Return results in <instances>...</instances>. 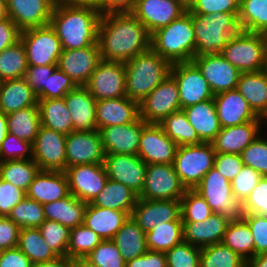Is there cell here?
Here are the masks:
<instances>
[{"label":"cell","instance_id":"44dd1931","mask_svg":"<svg viewBox=\"0 0 267 267\" xmlns=\"http://www.w3.org/2000/svg\"><path fill=\"white\" fill-rule=\"evenodd\" d=\"M177 148L159 124H147L142 129L138 156L146 164H173Z\"/></svg>","mask_w":267,"mask_h":267},{"label":"cell","instance_id":"52a82bcc","mask_svg":"<svg viewBox=\"0 0 267 267\" xmlns=\"http://www.w3.org/2000/svg\"><path fill=\"white\" fill-rule=\"evenodd\" d=\"M193 190L206 200L213 213L224 214L232 219L242 217V203L233 195L231 182L215 167L204 175Z\"/></svg>","mask_w":267,"mask_h":267},{"label":"cell","instance_id":"03108f58","mask_svg":"<svg viewBox=\"0 0 267 267\" xmlns=\"http://www.w3.org/2000/svg\"><path fill=\"white\" fill-rule=\"evenodd\" d=\"M25 196L22 189L0 178V216H8Z\"/></svg>","mask_w":267,"mask_h":267},{"label":"cell","instance_id":"60d3db41","mask_svg":"<svg viewBox=\"0 0 267 267\" xmlns=\"http://www.w3.org/2000/svg\"><path fill=\"white\" fill-rule=\"evenodd\" d=\"M32 263L49 262L59 256L44 240L39 228H22L17 246Z\"/></svg>","mask_w":267,"mask_h":267},{"label":"cell","instance_id":"8c879c8a","mask_svg":"<svg viewBox=\"0 0 267 267\" xmlns=\"http://www.w3.org/2000/svg\"><path fill=\"white\" fill-rule=\"evenodd\" d=\"M136 0H103L102 15L107 13L131 12Z\"/></svg>","mask_w":267,"mask_h":267},{"label":"cell","instance_id":"603ad722","mask_svg":"<svg viewBox=\"0 0 267 267\" xmlns=\"http://www.w3.org/2000/svg\"><path fill=\"white\" fill-rule=\"evenodd\" d=\"M266 124H267V116L264 119V125L266 126Z\"/></svg>","mask_w":267,"mask_h":267},{"label":"cell","instance_id":"8fae6325","mask_svg":"<svg viewBox=\"0 0 267 267\" xmlns=\"http://www.w3.org/2000/svg\"><path fill=\"white\" fill-rule=\"evenodd\" d=\"M186 190L173 164H147L144 188L138 198L181 200Z\"/></svg>","mask_w":267,"mask_h":267},{"label":"cell","instance_id":"277c9868","mask_svg":"<svg viewBox=\"0 0 267 267\" xmlns=\"http://www.w3.org/2000/svg\"><path fill=\"white\" fill-rule=\"evenodd\" d=\"M124 65L126 96L140 103L170 75L172 64L150 48Z\"/></svg>","mask_w":267,"mask_h":267},{"label":"cell","instance_id":"a7ac6f4b","mask_svg":"<svg viewBox=\"0 0 267 267\" xmlns=\"http://www.w3.org/2000/svg\"><path fill=\"white\" fill-rule=\"evenodd\" d=\"M125 267H167L166 254L147 250L144 255L126 262Z\"/></svg>","mask_w":267,"mask_h":267},{"label":"cell","instance_id":"2a66077c","mask_svg":"<svg viewBox=\"0 0 267 267\" xmlns=\"http://www.w3.org/2000/svg\"><path fill=\"white\" fill-rule=\"evenodd\" d=\"M8 134V126H7V114H4L0 110V147L6 135Z\"/></svg>","mask_w":267,"mask_h":267},{"label":"cell","instance_id":"ee69618b","mask_svg":"<svg viewBox=\"0 0 267 267\" xmlns=\"http://www.w3.org/2000/svg\"><path fill=\"white\" fill-rule=\"evenodd\" d=\"M182 241V221L165 222L146 232V245L148 250L166 253Z\"/></svg>","mask_w":267,"mask_h":267},{"label":"cell","instance_id":"d4e9b609","mask_svg":"<svg viewBox=\"0 0 267 267\" xmlns=\"http://www.w3.org/2000/svg\"><path fill=\"white\" fill-rule=\"evenodd\" d=\"M214 103L221 128L249 121H264L254 113L237 89L215 94Z\"/></svg>","mask_w":267,"mask_h":267},{"label":"cell","instance_id":"979ff035","mask_svg":"<svg viewBox=\"0 0 267 267\" xmlns=\"http://www.w3.org/2000/svg\"><path fill=\"white\" fill-rule=\"evenodd\" d=\"M262 71L264 72V74L267 78V52H266L265 63H264Z\"/></svg>","mask_w":267,"mask_h":267},{"label":"cell","instance_id":"30bf717a","mask_svg":"<svg viewBox=\"0 0 267 267\" xmlns=\"http://www.w3.org/2000/svg\"><path fill=\"white\" fill-rule=\"evenodd\" d=\"M179 110H182L179 89L171 75L139 103V116L146 124H160Z\"/></svg>","mask_w":267,"mask_h":267},{"label":"cell","instance_id":"11a10c76","mask_svg":"<svg viewBox=\"0 0 267 267\" xmlns=\"http://www.w3.org/2000/svg\"><path fill=\"white\" fill-rule=\"evenodd\" d=\"M267 137L261 135L240 154L245 166L251 167L262 176H267Z\"/></svg>","mask_w":267,"mask_h":267},{"label":"cell","instance_id":"6f0895ef","mask_svg":"<svg viewBox=\"0 0 267 267\" xmlns=\"http://www.w3.org/2000/svg\"><path fill=\"white\" fill-rule=\"evenodd\" d=\"M56 68L57 65H28L24 78L34 90L38 100L47 99V80Z\"/></svg>","mask_w":267,"mask_h":267},{"label":"cell","instance_id":"bcb514c9","mask_svg":"<svg viewBox=\"0 0 267 267\" xmlns=\"http://www.w3.org/2000/svg\"><path fill=\"white\" fill-rule=\"evenodd\" d=\"M238 22L245 32L264 33L267 30V0H239Z\"/></svg>","mask_w":267,"mask_h":267},{"label":"cell","instance_id":"91938a15","mask_svg":"<svg viewBox=\"0 0 267 267\" xmlns=\"http://www.w3.org/2000/svg\"><path fill=\"white\" fill-rule=\"evenodd\" d=\"M243 214L267 216V176H263L256 187L242 202Z\"/></svg>","mask_w":267,"mask_h":267},{"label":"cell","instance_id":"8992f818","mask_svg":"<svg viewBox=\"0 0 267 267\" xmlns=\"http://www.w3.org/2000/svg\"><path fill=\"white\" fill-rule=\"evenodd\" d=\"M215 150L211 143L177 148L173 166L186 189H194L213 167Z\"/></svg>","mask_w":267,"mask_h":267},{"label":"cell","instance_id":"d6986e66","mask_svg":"<svg viewBox=\"0 0 267 267\" xmlns=\"http://www.w3.org/2000/svg\"><path fill=\"white\" fill-rule=\"evenodd\" d=\"M187 11L180 0H136L131 13L150 34L167 26Z\"/></svg>","mask_w":267,"mask_h":267},{"label":"cell","instance_id":"ac0fdd59","mask_svg":"<svg viewBox=\"0 0 267 267\" xmlns=\"http://www.w3.org/2000/svg\"><path fill=\"white\" fill-rule=\"evenodd\" d=\"M105 151L98 130L72 131L66 135V168L103 163Z\"/></svg>","mask_w":267,"mask_h":267},{"label":"cell","instance_id":"f1b7e54d","mask_svg":"<svg viewBox=\"0 0 267 267\" xmlns=\"http://www.w3.org/2000/svg\"><path fill=\"white\" fill-rule=\"evenodd\" d=\"M139 103L127 96L96 102L97 130L109 126L125 125L139 118Z\"/></svg>","mask_w":267,"mask_h":267},{"label":"cell","instance_id":"603a6c76","mask_svg":"<svg viewBox=\"0 0 267 267\" xmlns=\"http://www.w3.org/2000/svg\"><path fill=\"white\" fill-rule=\"evenodd\" d=\"M57 0H6L8 17L23 31L50 24Z\"/></svg>","mask_w":267,"mask_h":267},{"label":"cell","instance_id":"1f68e13d","mask_svg":"<svg viewBox=\"0 0 267 267\" xmlns=\"http://www.w3.org/2000/svg\"><path fill=\"white\" fill-rule=\"evenodd\" d=\"M203 143H211L221 130L214 98L183 109Z\"/></svg>","mask_w":267,"mask_h":267},{"label":"cell","instance_id":"681fc988","mask_svg":"<svg viewBox=\"0 0 267 267\" xmlns=\"http://www.w3.org/2000/svg\"><path fill=\"white\" fill-rule=\"evenodd\" d=\"M102 239L84 224L70 229L67 258H85Z\"/></svg>","mask_w":267,"mask_h":267},{"label":"cell","instance_id":"f6af8a7d","mask_svg":"<svg viewBox=\"0 0 267 267\" xmlns=\"http://www.w3.org/2000/svg\"><path fill=\"white\" fill-rule=\"evenodd\" d=\"M27 68L26 51L21 40L0 52V82L24 78Z\"/></svg>","mask_w":267,"mask_h":267},{"label":"cell","instance_id":"34e18365","mask_svg":"<svg viewBox=\"0 0 267 267\" xmlns=\"http://www.w3.org/2000/svg\"><path fill=\"white\" fill-rule=\"evenodd\" d=\"M31 267H69V258L58 257L57 259L49 262L33 263Z\"/></svg>","mask_w":267,"mask_h":267},{"label":"cell","instance_id":"5b68a950","mask_svg":"<svg viewBox=\"0 0 267 267\" xmlns=\"http://www.w3.org/2000/svg\"><path fill=\"white\" fill-rule=\"evenodd\" d=\"M151 48L171 64L192 61L196 50L192 13L187 10L178 19L152 33Z\"/></svg>","mask_w":267,"mask_h":267},{"label":"cell","instance_id":"f907efd6","mask_svg":"<svg viewBox=\"0 0 267 267\" xmlns=\"http://www.w3.org/2000/svg\"><path fill=\"white\" fill-rule=\"evenodd\" d=\"M180 201L182 222L203 221L213 213L206 200L193 189H187Z\"/></svg>","mask_w":267,"mask_h":267},{"label":"cell","instance_id":"f5cc1de1","mask_svg":"<svg viewBox=\"0 0 267 267\" xmlns=\"http://www.w3.org/2000/svg\"><path fill=\"white\" fill-rule=\"evenodd\" d=\"M86 258L96 267H125L126 263L112 240H102Z\"/></svg>","mask_w":267,"mask_h":267},{"label":"cell","instance_id":"2644e50d","mask_svg":"<svg viewBox=\"0 0 267 267\" xmlns=\"http://www.w3.org/2000/svg\"><path fill=\"white\" fill-rule=\"evenodd\" d=\"M31 260L18 248L4 250L0 267H31Z\"/></svg>","mask_w":267,"mask_h":267},{"label":"cell","instance_id":"09005b40","mask_svg":"<svg viewBox=\"0 0 267 267\" xmlns=\"http://www.w3.org/2000/svg\"><path fill=\"white\" fill-rule=\"evenodd\" d=\"M8 18L6 0H0V20Z\"/></svg>","mask_w":267,"mask_h":267},{"label":"cell","instance_id":"836d02e7","mask_svg":"<svg viewBox=\"0 0 267 267\" xmlns=\"http://www.w3.org/2000/svg\"><path fill=\"white\" fill-rule=\"evenodd\" d=\"M237 90L248 102L254 113L265 119L267 116V78L264 72L241 73Z\"/></svg>","mask_w":267,"mask_h":267},{"label":"cell","instance_id":"9c48e42d","mask_svg":"<svg viewBox=\"0 0 267 267\" xmlns=\"http://www.w3.org/2000/svg\"><path fill=\"white\" fill-rule=\"evenodd\" d=\"M28 65H57L62 53L61 41L54 28L48 24L21 31Z\"/></svg>","mask_w":267,"mask_h":267},{"label":"cell","instance_id":"6125c7cd","mask_svg":"<svg viewBox=\"0 0 267 267\" xmlns=\"http://www.w3.org/2000/svg\"><path fill=\"white\" fill-rule=\"evenodd\" d=\"M251 230L255 256L267 253V216L258 214H243L241 217Z\"/></svg>","mask_w":267,"mask_h":267},{"label":"cell","instance_id":"9a60e30c","mask_svg":"<svg viewBox=\"0 0 267 267\" xmlns=\"http://www.w3.org/2000/svg\"><path fill=\"white\" fill-rule=\"evenodd\" d=\"M192 62L198 67L214 95L237 89L241 72L221 54L198 55Z\"/></svg>","mask_w":267,"mask_h":267},{"label":"cell","instance_id":"4dcf8cb0","mask_svg":"<svg viewBox=\"0 0 267 267\" xmlns=\"http://www.w3.org/2000/svg\"><path fill=\"white\" fill-rule=\"evenodd\" d=\"M128 217L124 211L100 208L87 203L83 224L102 240H112Z\"/></svg>","mask_w":267,"mask_h":267},{"label":"cell","instance_id":"ba28073f","mask_svg":"<svg viewBox=\"0 0 267 267\" xmlns=\"http://www.w3.org/2000/svg\"><path fill=\"white\" fill-rule=\"evenodd\" d=\"M266 44L262 33L243 32L236 40L227 43L221 55L241 73L263 69Z\"/></svg>","mask_w":267,"mask_h":267},{"label":"cell","instance_id":"deb4b68c","mask_svg":"<svg viewBox=\"0 0 267 267\" xmlns=\"http://www.w3.org/2000/svg\"><path fill=\"white\" fill-rule=\"evenodd\" d=\"M180 1L188 8L194 0H180Z\"/></svg>","mask_w":267,"mask_h":267},{"label":"cell","instance_id":"c3c4849f","mask_svg":"<svg viewBox=\"0 0 267 267\" xmlns=\"http://www.w3.org/2000/svg\"><path fill=\"white\" fill-rule=\"evenodd\" d=\"M8 217L21 229L38 228L46 220L43 205L26 196L12 208Z\"/></svg>","mask_w":267,"mask_h":267},{"label":"cell","instance_id":"b62a3aed","mask_svg":"<svg viewBox=\"0 0 267 267\" xmlns=\"http://www.w3.org/2000/svg\"><path fill=\"white\" fill-rule=\"evenodd\" d=\"M3 252H4V250L0 249V260L2 258Z\"/></svg>","mask_w":267,"mask_h":267},{"label":"cell","instance_id":"484cf974","mask_svg":"<svg viewBox=\"0 0 267 267\" xmlns=\"http://www.w3.org/2000/svg\"><path fill=\"white\" fill-rule=\"evenodd\" d=\"M231 219L224 214L212 213L203 221L183 222V241L200 248L221 243Z\"/></svg>","mask_w":267,"mask_h":267},{"label":"cell","instance_id":"7dc6e473","mask_svg":"<svg viewBox=\"0 0 267 267\" xmlns=\"http://www.w3.org/2000/svg\"><path fill=\"white\" fill-rule=\"evenodd\" d=\"M245 261L222 242L201 248L200 267H244Z\"/></svg>","mask_w":267,"mask_h":267},{"label":"cell","instance_id":"7bdbcfd3","mask_svg":"<svg viewBox=\"0 0 267 267\" xmlns=\"http://www.w3.org/2000/svg\"><path fill=\"white\" fill-rule=\"evenodd\" d=\"M159 125L178 147L203 143L195 129L190 125L184 110L171 113Z\"/></svg>","mask_w":267,"mask_h":267},{"label":"cell","instance_id":"e0dca14e","mask_svg":"<svg viewBox=\"0 0 267 267\" xmlns=\"http://www.w3.org/2000/svg\"><path fill=\"white\" fill-rule=\"evenodd\" d=\"M64 172L70 194L86 203L92 202L108 180L103 163L68 167Z\"/></svg>","mask_w":267,"mask_h":267},{"label":"cell","instance_id":"f546056e","mask_svg":"<svg viewBox=\"0 0 267 267\" xmlns=\"http://www.w3.org/2000/svg\"><path fill=\"white\" fill-rule=\"evenodd\" d=\"M73 122V131H95L96 100L84 86H77L64 97Z\"/></svg>","mask_w":267,"mask_h":267},{"label":"cell","instance_id":"4fadbf2b","mask_svg":"<svg viewBox=\"0 0 267 267\" xmlns=\"http://www.w3.org/2000/svg\"><path fill=\"white\" fill-rule=\"evenodd\" d=\"M170 75L177 83L182 110L214 98L208 82L192 61L173 63Z\"/></svg>","mask_w":267,"mask_h":267},{"label":"cell","instance_id":"680465c9","mask_svg":"<svg viewBox=\"0 0 267 267\" xmlns=\"http://www.w3.org/2000/svg\"><path fill=\"white\" fill-rule=\"evenodd\" d=\"M262 177L256 170L244 165L231 181L233 195L242 203Z\"/></svg>","mask_w":267,"mask_h":267},{"label":"cell","instance_id":"9f6ffc18","mask_svg":"<svg viewBox=\"0 0 267 267\" xmlns=\"http://www.w3.org/2000/svg\"><path fill=\"white\" fill-rule=\"evenodd\" d=\"M32 143L8 133L0 147V162L32 159Z\"/></svg>","mask_w":267,"mask_h":267},{"label":"cell","instance_id":"ffe728a7","mask_svg":"<svg viewBox=\"0 0 267 267\" xmlns=\"http://www.w3.org/2000/svg\"><path fill=\"white\" fill-rule=\"evenodd\" d=\"M130 216L146 233L159 224L182 221L181 201L138 198Z\"/></svg>","mask_w":267,"mask_h":267},{"label":"cell","instance_id":"4316f807","mask_svg":"<svg viewBox=\"0 0 267 267\" xmlns=\"http://www.w3.org/2000/svg\"><path fill=\"white\" fill-rule=\"evenodd\" d=\"M263 124L264 121H249L241 125L221 128L211 142L213 149L216 153L241 154L250 143L262 135Z\"/></svg>","mask_w":267,"mask_h":267},{"label":"cell","instance_id":"f35d334b","mask_svg":"<svg viewBox=\"0 0 267 267\" xmlns=\"http://www.w3.org/2000/svg\"><path fill=\"white\" fill-rule=\"evenodd\" d=\"M8 133L34 143L41 126L38 106H31L7 114Z\"/></svg>","mask_w":267,"mask_h":267},{"label":"cell","instance_id":"7a4b0ae2","mask_svg":"<svg viewBox=\"0 0 267 267\" xmlns=\"http://www.w3.org/2000/svg\"><path fill=\"white\" fill-rule=\"evenodd\" d=\"M98 10L71 6L56 1L50 20L62 49H82L98 44V27L101 19Z\"/></svg>","mask_w":267,"mask_h":267},{"label":"cell","instance_id":"5bb4252c","mask_svg":"<svg viewBox=\"0 0 267 267\" xmlns=\"http://www.w3.org/2000/svg\"><path fill=\"white\" fill-rule=\"evenodd\" d=\"M32 148V159L40 170H66V134L40 126Z\"/></svg>","mask_w":267,"mask_h":267},{"label":"cell","instance_id":"816d5d0a","mask_svg":"<svg viewBox=\"0 0 267 267\" xmlns=\"http://www.w3.org/2000/svg\"><path fill=\"white\" fill-rule=\"evenodd\" d=\"M47 245L59 257H67L70 229L52 220H45L39 227Z\"/></svg>","mask_w":267,"mask_h":267},{"label":"cell","instance_id":"ab89813d","mask_svg":"<svg viewBox=\"0 0 267 267\" xmlns=\"http://www.w3.org/2000/svg\"><path fill=\"white\" fill-rule=\"evenodd\" d=\"M222 243L245 260L255 256L254 239L251 230L242 218L231 219Z\"/></svg>","mask_w":267,"mask_h":267},{"label":"cell","instance_id":"83f0119b","mask_svg":"<svg viewBox=\"0 0 267 267\" xmlns=\"http://www.w3.org/2000/svg\"><path fill=\"white\" fill-rule=\"evenodd\" d=\"M70 194L68 179L63 171L39 170L26 191V197L40 204L63 199Z\"/></svg>","mask_w":267,"mask_h":267},{"label":"cell","instance_id":"11e5206c","mask_svg":"<svg viewBox=\"0 0 267 267\" xmlns=\"http://www.w3.org/2000/svg\"><path fill=\"white\" fill-rule=\"evenodd\" d=\"M244 267H267V253L247 259Z\"/></svg>","mask_w":267,"mask_h":267},{"label":"cell","instance_id":"e7e4bbea","mask_svg":"<svg viewBox=\"0 0 267 267\" xmlns=\"http://www.w3.org/2000/svg\"><path fill=\"white\" fill-rule=\"evenodd\" d=\"M244 166L240 154L215 153L214 165L230 182L236 177Z\"/></svg>","mask_w":267,"mask_h":267},{"label":"cell","instance_id":"94428289","mask_svg":"<svg viewBox=\"0 0 267 267\" xmlns=\"http://www.w3.org/2000/svg\"><path fill=\"white\" fill-rule=\"evenodd\" d=\"M190 13L209 15L212 13H239V0H194L187 8Z\"/></svg>","mask_w":267,"mask_h":267},{"label":"cell","instance_id":"2e32d148","mask_svg":"<svg viewBox=\"0 0 267 267\" xmlns=\"http://www.w3.org/2000/svg\"><path fill=\"white\" fill-rule=\"evenodd\" d=\"M103 165L109 179L124 184L138 196L141 194L147 164L138 155L106 154Z\"/></svg>","mask_w":267,"mask_h":267},{"label":"cell","instance_id":"7c38bea8","mask_svg":"<svg viewBox=\"0 0 267 267\" xmlns=\"http://www.w3.org/2000/svg\"><path fill=\"white\" fill-rule=\"evenodd\" d=\"M84 87L96 101L125 97L124 62L101 59Z\"/></svg>","mask_w":267,"mask_h":267},{"label":"cell","instance_id":"d6a6232c","mask_svg":"<svg viewBox=\"0 0 267 267\" xmlns=\"http://www.w3.org/2000/svg\"><path fill=\"white\" fill-rule=\"evenodd\" d=\"M31 106H38V99L25 78L0 82V110L4 114Z\"/></svg>","mask_w":267,"mask_h":267},{"label":"cell","instance_id":"e575fe53","mask_svg":"<svg viewBox=\"0 0 267 267\" xmlns=\"http://www.w3.org/2000/svg\"><path fill=\"white\" fill-rule=\"evenodd\" d=\"M87 203L72 194L67 197L43 204L45 218L59 222L69 229H73L84 222Z\"/></svg>","mask_w":267,"mask_h":267},{"label":"cell","instance_id":"be15d7a7","mask_svg":"<svg viewBox=\"0 0 267 267\" xmlns=\"http://www.w3.org/2000/svg\"><path fill=\"white\" fill-rule=\"evenodd\" d=\"M77 85L58 67L47 80V99H61Z\"/></svg>","mask_w":267,"mask_h":267},{"label":"cell","instance_id":"7402d4cb","mask_svg":"<svg viewBox=\"0 0 267 267\" xmlns=\"http://www.w3.org/2000/svg\"><path fill=\"white\" fill-rule=\"evenodd\" d=\"M101 60L98 44L82 49L62 50L57 67L77 86H84Z\"/></svg>","mask_w":267,"mask_h":267},{"label":"cell","instance_id":"74e56055","mask_svg":"<svg viewBox=\"0 0 267 267\" xmlns=\"http://www.w3.org/2000/svg\"><path fill=\"white\" fill-rule=\"evenodd\" d=\"M41 126L63 134L73 131V122L64 98L38 100Z\"/></svg>","mask_w":267,"mask_h":267},{"label":"cell","instance_id":"d590c367","mask_svg":"<svg viewBox=\"0 0 267 267\" xmlns=\"http://www.w3.org/2000/svg\"><path fill=\"white\" fill-rule=\"evenodd\" d=\"M112 241L119 248L125 262L144 255L148 250L146 233L131 216L123 223L122 227L112 238Z\"/></svg>","mask_w":267,"mask_h":267},{"label":"cell","instance_id":"003e7915","mask_svg":"<svg viewBox=\"0 0 267 267\" xmlns=\"http://www.w3.org/2000/svg\"><path fill=\"white\" fill-rule=\"evenodd\" d=\"M20 230L21 228L8 216H0V249L17 247Z\"/></svg>","mask_w":267,"mask_h":267},{"label":"cell","instance_id":"753ad0ef","mask_svg":"<svg viewBox=\"0 0 267 267\" xmlns=\"http://www.w3.org/2000/svg\"><path fill=\"white\" fill-rule=\"evenodd\" d=\"M60 3L71 6H83L94 8L102 15V3L103 0H57Z\"/></svg>","mask_w":267,"mask_h":267},{"label":"cell","instance_id":"89a4df30","mask_svg":"<svg viewBox=\"0 0 267 267\" xmlns=\"http://www.w3.org/2000/svg\"><path fill=\"white\" fill-rule=\"evenodd\" d=\"M21 30L8 17L0 20V52L20 40Z\"/></svg>","mask_w":267,"mask_h":267},{"label":"cell","instance_id":"b9f144b4","mask_svg":"<svg viewBox=\"0 0 267 267\" xmlns=\"http://www.w3.org/2000/svg\"><path fill=\"white\" fill-rule=\"evenodd\" d=\"M39 170L38 164L33 159L0 162V178L22 189L25 193Z\"/></svg>","mask_w":267,"mask_h":267},{"label":"cell","instance_id":"6da1fadb","mask_svg":"<svg viewBox=\"0 0 267 267\" xmlns=\"http://www.w3.org/2000/svg\"><path fill=\"white\" fill-rule=\"evenodd\" d=\"M102 60L127 62L151 48V34L131 13H107L101 16L98 27Z\"/></svg>","mask_w":267,"mask_h":267},{"label":"cell","instance_id":"8d00e7d4","mask_svg":"<svg viewBox=\"0 0 267 267\" xmlns=\"http://www.w3.org/2000/svg\"><path fill=\"white\" fill-rule=\"evenodd\" d=\"M137 199L138 195L129 187L108 178L104 188L91 204L100 208L124 211L130 216Z\"/></svg>","mask_w":267,"mask_h":267},{"label":"cell","instance_id":"3957f363","mask_svg":"<svg viewBox=\"0 0 267 267\" xmlns=\"http://www.w3.org/2000/svg\"><path fill=\"white\" fill-rule=\"evenodd\" d=\"M192 23L196 40L195 56L221 54L227 43L236 40L243 32L238 13L193 14Z\"/></svg>","mask_w":267,"mask_h":267},{"label":"cell","instance_id":"67dfc351","mask_svg":"<svg viewBox=\"0 0 267 267\" xmlns=\"http://www.w3.org/2000/svg\"><path fill=\"white\" fill-rule=\"evenodd\" d=\"M262 34L264 36V40H265V44H266V49H267V30L264 33H262Z\"/></svg>","mask_w":267,"mask_h":267},{"label":"cell","instance_id":"b9fcfbb0","mask_svg":"<svg viewBox=\"0 0 267 267\" xmlns=\"http://www.w3.org/2000/svg\"><path fill=\"white\" fill-rule=\"evenodd\" d=\"M69 267H96L86 257L69 259Z\"/></svg>","mask_w":267,"mask_h":267},{"label":"cell","instance_id":"cb8c5ba5","mask_svg":"<svg viewBox=\"0 0 267 267\" xmlns=\"http://www.w3.org/2000/svg\"><path fill=\"white\" fill-rule=\"evenodd\" d=\"M146 125L139 117L132 123L102 128L99 132L105 154L138 155L140 135Z\"/></svg>","mask_w":267,"mask_h":267},{"label":"cell","instance_id":"db71d44e","mask_svg":"<svg viewBox=\"0 0 267 267\" xmlns=\"http://www.w3.org/2000/svg\"><path fill=\"white\" fill-rule=\"evenodd\" d=\"M167 267H200L201 248L182 241L166 253Z\"/></svg>","mask_w":267,"mask_h":267}]
</instances>
